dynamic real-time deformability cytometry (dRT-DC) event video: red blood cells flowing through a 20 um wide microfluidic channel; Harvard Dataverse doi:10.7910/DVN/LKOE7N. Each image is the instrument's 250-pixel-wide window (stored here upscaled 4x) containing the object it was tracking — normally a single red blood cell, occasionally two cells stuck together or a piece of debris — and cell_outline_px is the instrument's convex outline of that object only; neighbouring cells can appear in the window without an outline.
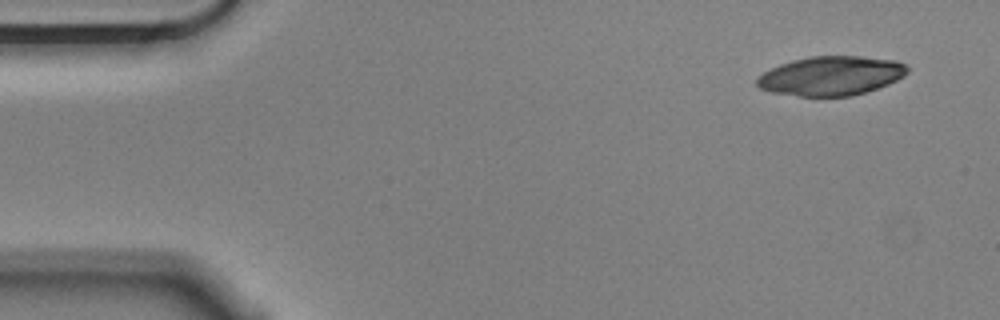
{"species": "Egyptian fruit bat (a non-hibernating species)", "species_latin": "Rousettus aegyptiacus", "temperature_condition": "cold", "stored_images_in_passage": 5, "segment_of_instrument_passage": [1, 2], "camera_frame_rate_fps": 3000, "um_per_image_px": 0.085, "animal": {"sex": "male"}, "frame": {"image": 1, "passage_image": 1, "time_ms": 0.0, "image_size_px": [1000, 320], "cell_outline_px": [[908, 72], [904, 76], [888, 84], [852, 96], [800, 96], [772, 92], [760, 88], [756, 84], [756, 80], [764, 72], [780, 64], [792, 60], [812, 56], [860, 56], [896, 60], [904, 64], [908, 68]], "centroid_in_image_um": [70.65, 6.44], "position_along_channel_um": 14.4, "area_um2": 34.16}}